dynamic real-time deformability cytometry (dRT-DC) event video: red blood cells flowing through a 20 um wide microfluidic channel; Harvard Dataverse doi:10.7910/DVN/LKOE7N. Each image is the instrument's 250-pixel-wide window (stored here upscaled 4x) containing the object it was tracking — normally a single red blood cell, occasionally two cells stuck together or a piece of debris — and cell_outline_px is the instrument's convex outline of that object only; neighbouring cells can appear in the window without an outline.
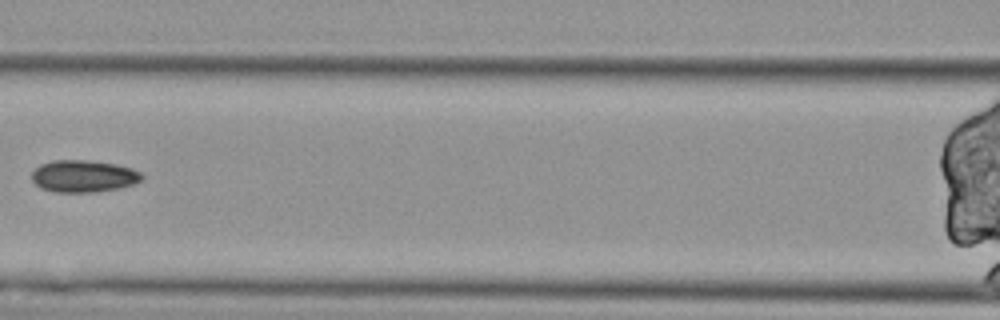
{"species": "Egyptian fruit bat (a non-hibernating species)", "species_latin": "Rousettus aegyptiacus", "temperature_condition": "cold", "stored_images_in_passage": 15, "camera_frame_rate_fps": 3000, "um_per_image_px": 0.085, "animal": {"sex": "female"}, "frame": {"image": 1, "passage_image": 7, "time_ms": 2.0, "image_size_px": [1000, 320], "cell_outline_px": [[144, 180], [120, 188], [92, 192], [56, 192], [40, 188], [32, 180], [32, 172], [40, 164], [52, 160], [88, 160], [116, 164], [132, 168], [140, 172], [144, 176]], "centroid_in_image_um": [7.11, 14.97], "position_along_channel_um": 159.5, "area_um2": 20.69}}
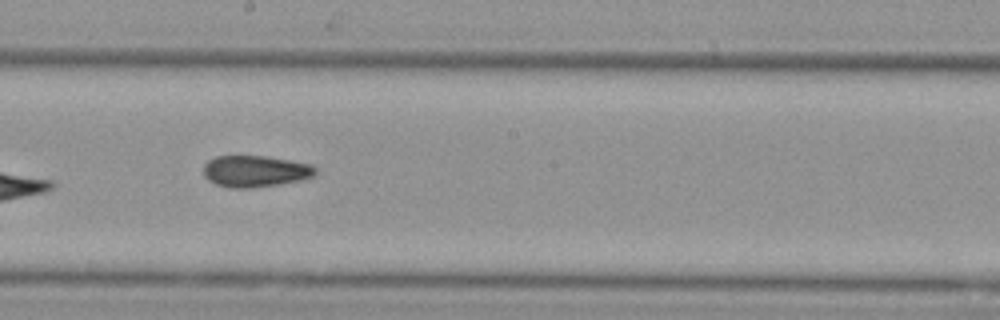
{"frame": {"image": 2, "passage_image": 9, "time_ms": 2.667, "image_size_px": [1000, 320], "cell_outline_px": [[316, 172], [312, 176], [296, 180], [276, 184], [248, 188], [228, 188], [216, 184], [208, 180], [204, 176], [204, 164], [208, 160], [216, 156], [264, 156], [312, 164], [316, 168]], "centroid_in_image_um": [21.64, 14.54], "position_along_channel_um": 226.6, "area_um2": 20.29}}
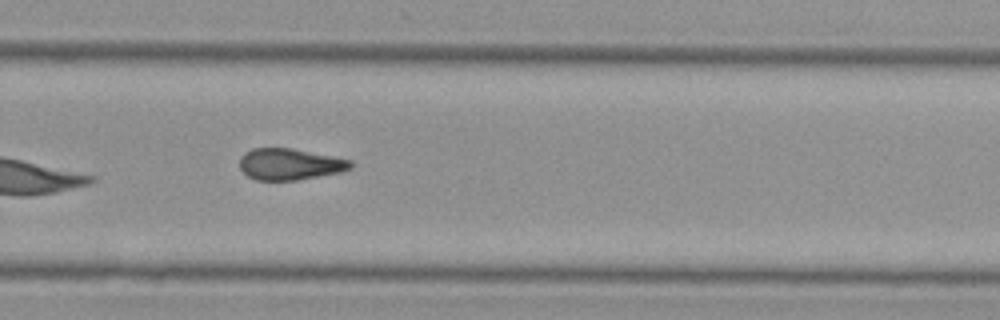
{"frame": {"image": 3, "passage_image": 11, "time_ms": 3.333, "image_size_px": [1000, 320], "cell_outline_px": [[352, 168], [340, 172], [296, 180], [256, 180], [248, 176], [240, 168], [240, 156], [244, 152], [252, 148], [292, 148], [352, 160]], "centroid_in_image_um": [24.62, 13.95], "position_along_channel_um": 305.2, "area_um2": 20.29}}